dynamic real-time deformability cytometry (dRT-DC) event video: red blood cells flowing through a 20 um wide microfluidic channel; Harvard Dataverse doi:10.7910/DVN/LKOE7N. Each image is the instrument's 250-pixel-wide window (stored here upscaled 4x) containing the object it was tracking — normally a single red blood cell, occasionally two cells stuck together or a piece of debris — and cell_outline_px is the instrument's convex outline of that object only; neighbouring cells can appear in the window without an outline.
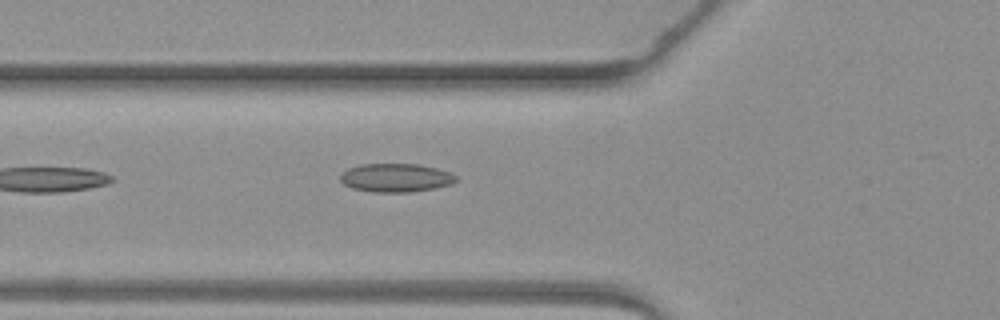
{"species": "common noctule bat (a hibernating species)", "species_latin": "Nyctalus noctula", "temperature_condition": "warm", "stored_images_in_passage": 6, "segment_of_instrument_passage": [1, 2], "camera_frame_rate_fps": 3000, "um_per_image_px": 0.085, "animal": {"sex": "female", "body_mass_g": 19.3, "forearm_length_mm": 54.1}, "frame": {"image": 1, "passage_image": 5, "time_ms": 4.667, "image_size_px": [1000, 320], "cell_outline_px": [[456, 180], [452, 184], [436, 188], [412, 192], [372, 192], [352, 188], [344, 184], [340, 180], [340, 172], [348, 168], [360, 164], [420, 164], [436, 168], [448, 172], [456, 176]], "centroid_in_image_um": [33.61, 15.11], "position_along_channel_um": 92.2, "area_um2": 19.36}}